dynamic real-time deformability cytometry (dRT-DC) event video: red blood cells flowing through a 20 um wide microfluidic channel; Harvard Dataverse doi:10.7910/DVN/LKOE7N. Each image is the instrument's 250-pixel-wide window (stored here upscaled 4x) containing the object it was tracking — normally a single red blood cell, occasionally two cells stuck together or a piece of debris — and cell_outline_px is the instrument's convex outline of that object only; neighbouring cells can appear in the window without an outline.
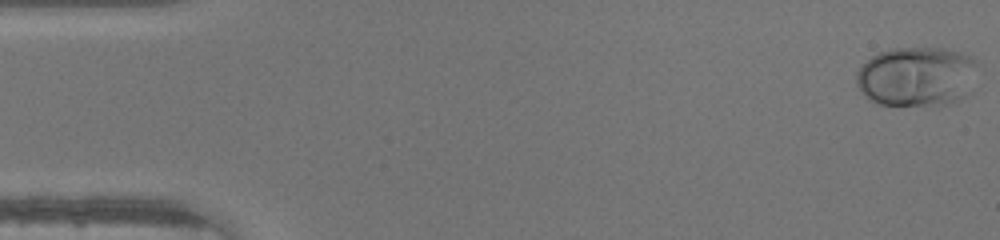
{"species": "human", "species_latin": "Homo sapiens", "temperature_condition": "warm", "stored_images_in_passage": 47, "camera_frame_rate_fps": 3000, "um_per_image_px": 0.085, "donor": {"sex": "male"}, "frame": {"image": 1, "passage_image": 1, "time_ms": 0.0, "image_size_px": [1000, 240], "cell_outline_px": [[980, 60], [964, 96], [956, 104], [880, 104], [868, 100], [860, 92], [856, 84], [856, 72], [872, 56], [880, 52], [892, 48], [944, 48], [960, 52]], "centroid_in_image_um": [77.9, 6.49], "position_along_channel_um": 7.1, "area_um2": 42.08}}
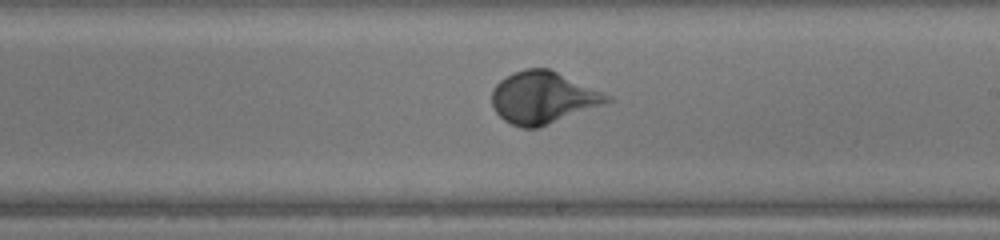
{"frame": {"image": 2, "passage_image": 27, "time_ms": 8.667, "image_size_px": [1000, 240], "cell_outline_px": [[612, 100], [540, 128], [520, 128], [504, 120], [496, 112], [492, 104], [492, 88], [500, 80], [524, 68], [548, 68], [612, 96]], "centroid_in_image_um": [46.12, 8.31], "position_along_channel_um": 242.9, "area_um2": 34.56}}
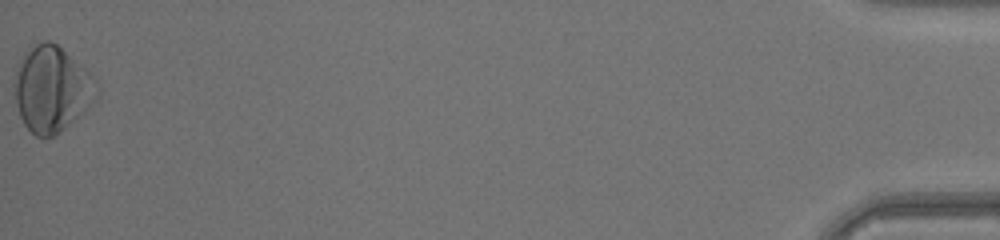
{"frame": {"image": 3, "passage_image": 47, "time_ms": 15.333, "image_size_px": [1000, 240], "cell_outline_px": [[100, 92], [72, 120], [52, 136], [36, 136], [24, 124], [20, 116], [16, 104], [12, 84], [16, 68], [20, 56], [32, 44], [44, 40], [48, 40], [56, 44], [84, 68], [96, 80]], "centroid_in_image_um": [4.32, 7.5], "position_along_channel_um": 430.9, "area_um2": 40.52}}